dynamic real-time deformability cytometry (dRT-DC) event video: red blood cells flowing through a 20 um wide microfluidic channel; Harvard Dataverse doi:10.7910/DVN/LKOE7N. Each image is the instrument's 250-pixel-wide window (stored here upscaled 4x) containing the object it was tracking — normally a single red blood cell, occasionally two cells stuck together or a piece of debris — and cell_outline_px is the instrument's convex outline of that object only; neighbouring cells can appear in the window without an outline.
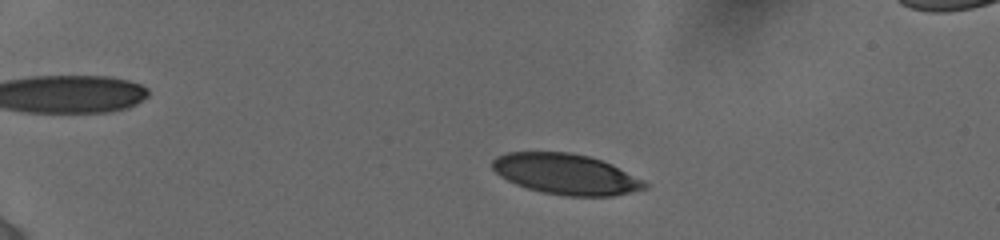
{"species": "human", "species_latin": "Homo sapiens", "temperature_condition": "cold", "stored_images_in_passage": 45, "camera_frame_rate_fps": 3000, "um_per_image_px": 0.085, "donor": {"sex": "female"}, "frame": {"image": 1, "passage_image": 8, "time_ms": 2.667, "image_size_px": [1000, 240], "cell_outline_px": [[648, 188], [612, 196], [564, 196], [544, 192], [528, 188], [516, 184], [500, 176], [492, 168], [492, 160], [496, 156], [508, 152], [572, 152], [604, 160], [644, 180], [648, 184]], "centroid_in_image_um": [48.12, 14.79], "position_along_channel_um": 36.9, "area_um2": 36.13}}
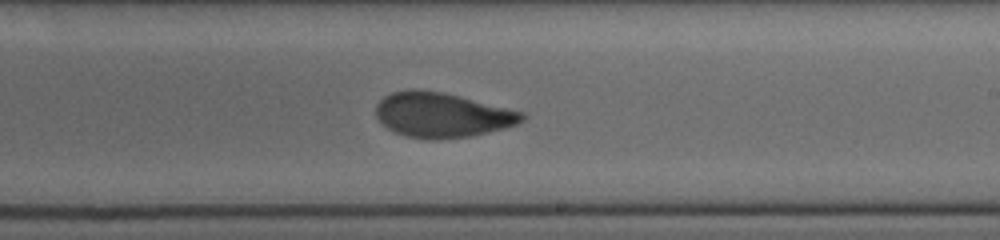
{"frame": {"image": 2, "passage_image": 28, "time_ms": 10.333, "image_size_px": [1000, 240], "cell_outline_px": [[528, 116], [524, 120], [516, 124], [504, 128], [472, 136], [432, 140], [428, 140], [408, 136], [396, 132], [388, 128], [376, 116], [376, 104], [384, 96], [392, 92], [408, 88], [416, 88], [444, 92], [524, 112]], "centroid_in_image_um": [37.57, 9.76], "position_along_channel_um": 251.4, "area_um2": 38.32}}
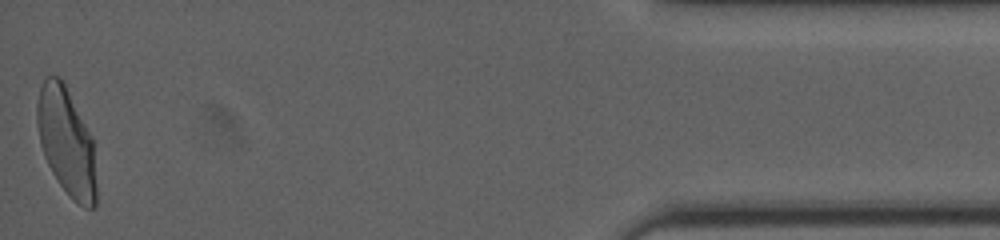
{"frame": {"image": 3, "passage_image": 45, "time_ms": 16.667, "image_size_px": [1000, 240], "cell_outline_px": [[96, 208], [84, 208], [72, 200], [60, 184], [52, 172], [44, 156], [40, 144], [36, 124], [36, 104], [40, 88], [44, 76], [60, 76], [92, 136], [96, 188]], "centroid_in_image_um": [5.63, 12.05], "position_along_channel_um": 429.6, "area_um2": 37.22}, "authors_computed_cell_mechanics": {"area_um2": 38.148, "velocity_mm_per_s": 3.8692, "shape_relaxation_time_tau1_ms": 3.6747, "shape_relaxation_time_tau2_ms": 1.2583, "deformation_change_tau1": 0.1543, "deformation_change_tau2": 0.0684}}